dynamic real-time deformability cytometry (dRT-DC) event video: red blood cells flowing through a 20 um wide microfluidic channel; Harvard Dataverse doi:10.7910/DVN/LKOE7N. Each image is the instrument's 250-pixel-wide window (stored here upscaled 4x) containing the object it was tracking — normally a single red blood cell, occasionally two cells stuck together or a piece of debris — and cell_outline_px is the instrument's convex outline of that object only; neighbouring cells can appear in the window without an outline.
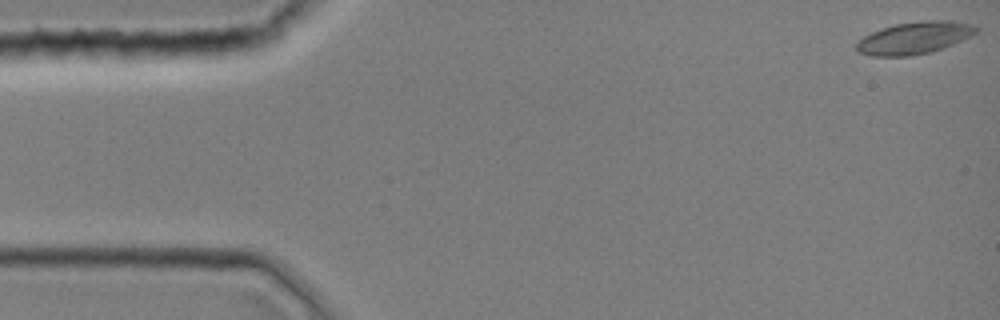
{"species": "common noctule bat (a hibernating species)", "species_latin": "Nyctalus noctula", "temperature_condition": "room temperature", "stored_images_in_passage": 44, "camera_frame_rate_fps": 3000, "um_per_image_px": 0.085, "animal": {"sex": "female", "body_mass_g": 19.0, "forearm_length_mm": 51.5}, "frame": {"image": 1, "passage_image": 1, "time_ms": 0.0, "image_size_px": [1000, 320], "cell_outline_px": [[980, 28], [976, 32], [952, 44], [932, 52], [912, 56], [872, 56], [856, 52], [856, 40], [872, 32], [896, 24], [928, 20], [948, 20], [972, 24]], "centroid_in_image_um": [77.68, 3.23], "position_along_channel_um": 7.3, "area_um2": 22.31}}
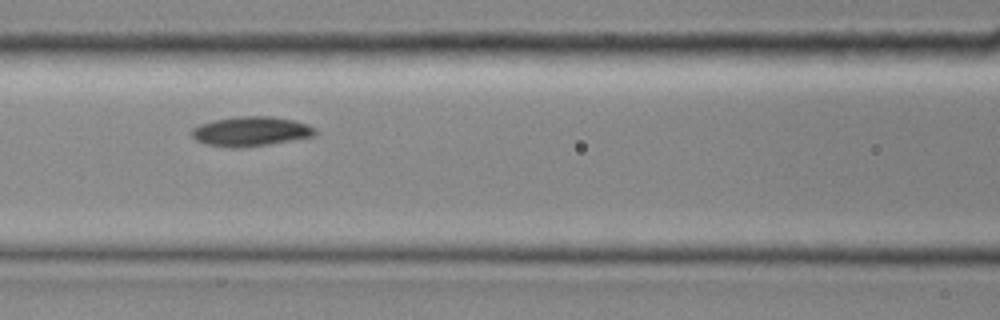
{"frame": {"image": 2, "passage_image": 19, "time_ms": 6.0, "image_size_px": [1000, 320], "cell_outline_px": [[316, 136], [244, 148], [228, 148], [204, 144], [196, 140], [192, 136], [192, 128], [200, 124], [216, 120], [236, 116], [268, 116], [296, 120], [308, 124], [316, 128]], "centroid_in_image_um": [21.33, 11.17], "position_along_channel_um": 145.3, "area_um2": 21.5}}
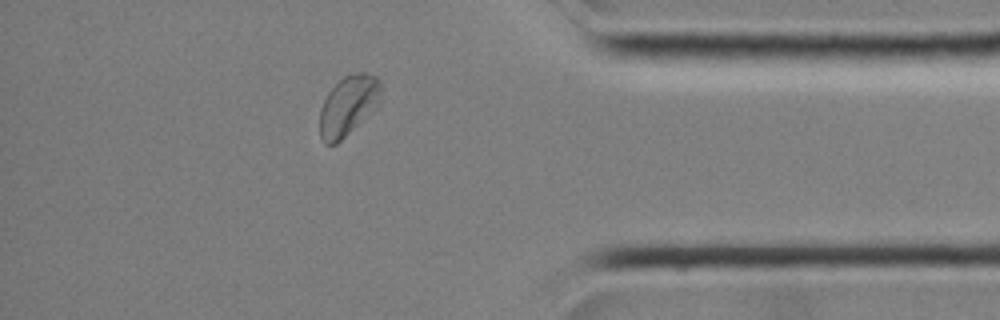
{"frame": {"image": 3, "passage_image": 38, "time_ms": 12.333, "image_size_px": [1000, 320], "cell_outline_px": [[380, 104], [368, 116], [336, 144], [324, 144], [320, 136], [320, 108], [328, 92], [344, 76], [356, 72], [364, 72], [376, 76], [380, 80]], "centroid_in_image_um": [29.61, 8.97], "position_along_channel_um": 405.6, "area_um2": 21.39}}